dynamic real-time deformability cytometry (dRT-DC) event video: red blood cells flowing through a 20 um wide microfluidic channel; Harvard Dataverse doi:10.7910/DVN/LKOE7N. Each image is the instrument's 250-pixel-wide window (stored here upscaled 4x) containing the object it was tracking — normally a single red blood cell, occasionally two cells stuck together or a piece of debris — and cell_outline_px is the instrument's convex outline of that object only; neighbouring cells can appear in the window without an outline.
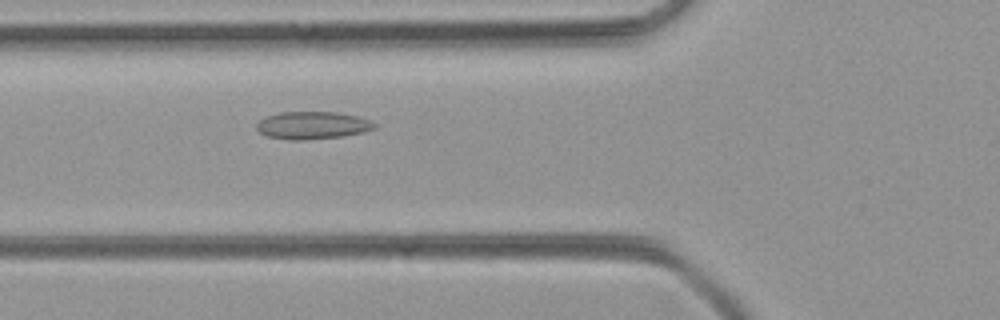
{"species": "common noctule bat (a hibernating species)", "species_latin": "Nyctalus noctula", "temperature_condition": "room temperature", "stored_images_in_passage": 5, "camera_frame_rate_fps": 3000, "um_per_image_px": 0.085, "animal": {"sex": "female", "body_mass_g": 21.9}, "frame": {"image": 1, "passage_image": 5, "time_ms": 1.333, "image_size_px": [1000, 320], "cell_outline_px": [[376, 128], [364, 132], [340, 136], [304, 140], [292, 140], [268, 136], [260, 132], [256, 128], [256, 124], [264, 116], [280, 112], [336, 112], [356, 116], [368, 120], [376, 124]], "centroid_in_image_um": [26.53, 10.64], "position_along_channel_um": 99.3, "area_um2": 18.79}}